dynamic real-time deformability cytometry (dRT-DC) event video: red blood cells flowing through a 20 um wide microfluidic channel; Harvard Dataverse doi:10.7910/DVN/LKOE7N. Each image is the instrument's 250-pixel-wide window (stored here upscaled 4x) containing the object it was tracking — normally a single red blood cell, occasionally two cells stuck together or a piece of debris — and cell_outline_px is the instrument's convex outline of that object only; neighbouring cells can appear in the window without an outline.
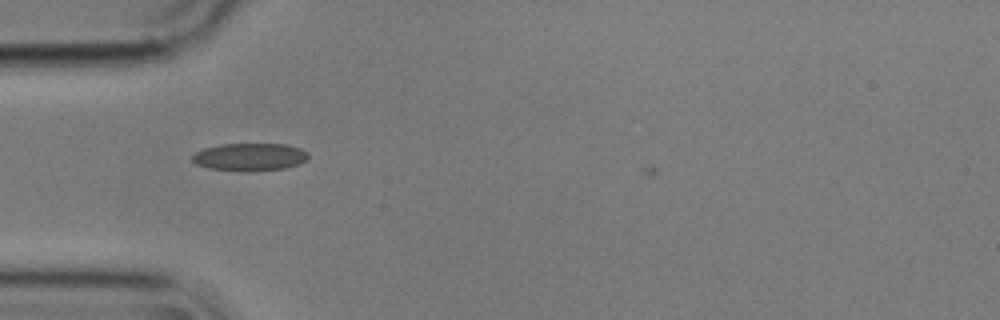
{"species": "common noctule bat (a hibernating species)", "species_latin": "Nyctalus noctula", "temperature_condition": "cold", "stored_images_in_passage": 2, "camera_frame_rate_fps": 3000, "um_per_image_px": 0.085, "animal": {"sex": "male", "body_mass_g": 17.9}, "frame": {"image": 1, "passage_image": 1, "time_ms": 0.0, "image_size_px": [1000, 320], "cell_outline_px": [[308, 160], [300, 164], [284, 168], [252, 172], [240, 172], [208, 168], [196, 164], [192, 160], [192, 156], [196, 152], [204, 148], [220, 144], [284, 144], [300, 148], [308, 152]], "centroid_in_image_um": [21.24, 13.36], "position_along_channel_um": 63.8, "area_um2": 19.02}}
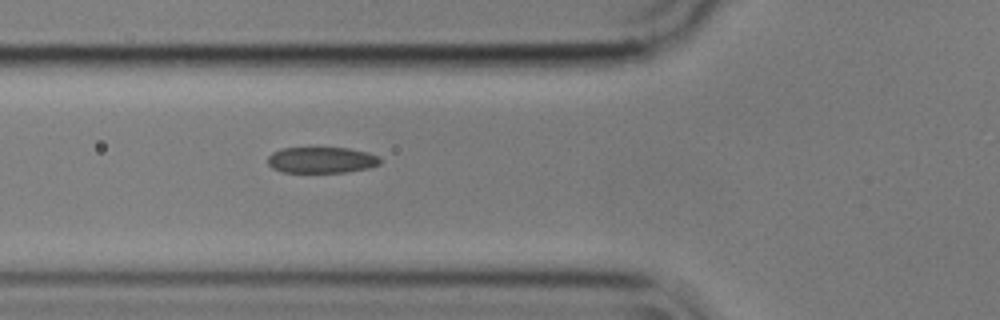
{"frame": {"image": 2, "passage_image": 2, "time_ms": 0.333, "image_size_px": [1000, 320], "cell_outline_px": [[380, 164], [368, 168], [344, 172], [280, 172], [272, 168], [268, 164], [268, 156], [272, 152], [284, 148], [348, 148], [368, 152], [376, 156], [380, 160]], "centroid_in_image_um": [27.29, 13.6], "position_along_channel_um": 98.5, "area_um2": 16.99}}